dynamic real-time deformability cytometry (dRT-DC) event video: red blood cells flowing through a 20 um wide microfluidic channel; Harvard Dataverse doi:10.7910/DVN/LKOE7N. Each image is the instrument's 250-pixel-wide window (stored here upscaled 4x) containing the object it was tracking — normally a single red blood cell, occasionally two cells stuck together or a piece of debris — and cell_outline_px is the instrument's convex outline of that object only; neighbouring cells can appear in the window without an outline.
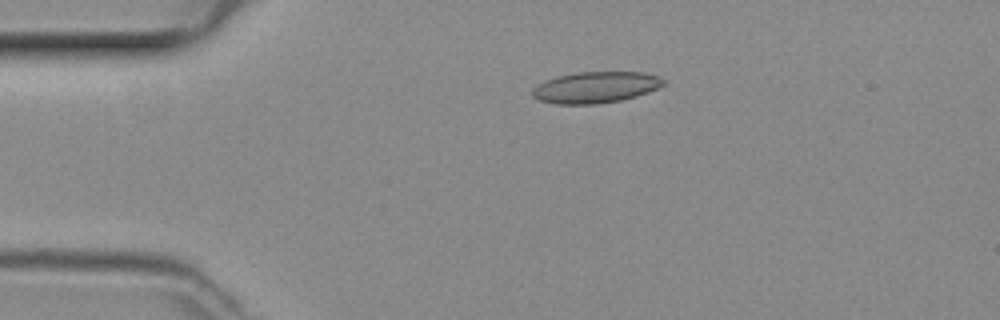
{"species": "common noctule bat (a hibernating species)", "species_latin": "Nyctalus noctula", "temperature_condition": "room temperature", "stored_images_in_passage": 50, "camera_frame_rate_fps": 3000, "um_per_image_px": 0.085, "animal": {"sex": "female", "body_mass_g": 29.2, "forearm_length_mm": 56.3}, "frame": {"image": 1, "passage_image": 11, "time_ms": 3.333, "image_size_px": [1000, 320], "cell_outline_px": [[664, 84], [648, 92], [636, 96], [620, 100], [596, 104], [556, 104], [540, 100], [532, 96], [532, 88], [544, 80], [560, 76], [580, 72], [644, 72], [656, 76], [664, 80]], "centroid_in_image_um": [50.59, 7.42], "position_along_channel_um": 34.4, "area_um2": 23.64}}
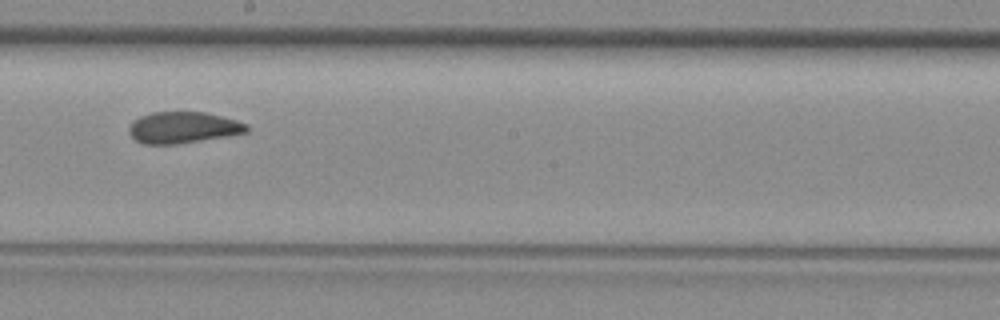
{"frame": {"image": 2, "passage_image": 28, "time_ms": 9.0, "image_size_px": [1000, 320], "cell_outline_px": [[248, 132], [228, 136], [176, 144], [144, 144], [136, 140], [128, 132], [128, 128], [140, 116], [152, 112], [208, 112], [236, 120], [248, 124]], "centroid_in_image_um": [15.59, 10.84], "position_along_channel_um": 232.6, "area_um2": 21.5}}
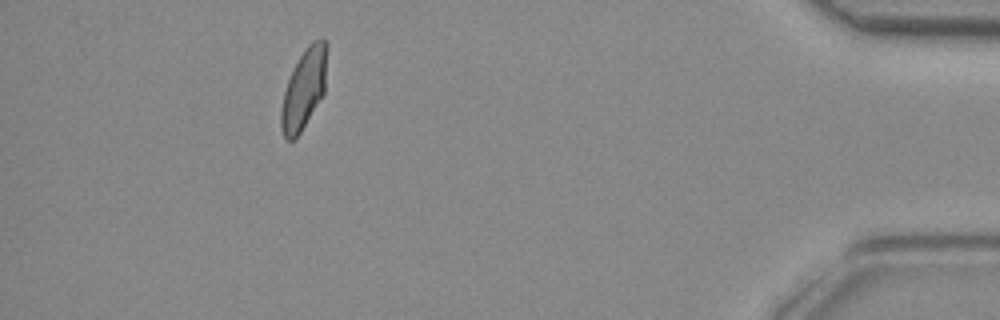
{"frame": {"image": 3, "passage_image": 45, "time_ms": 14.667, "image_size_px": [1000, 320], "cell_outline_px": [[328, 44], [324, 92], [300, 132], [292, 140], [288, 140], [284, 136], [280, 128], [280, 108], [284, 92], [288, 80], [304, 48], [312, 40], [328, 40]], "centroid_in_image_um": [25.83, 7.52], "position_along_channel_um": 409.4, "area_um2": 21.15}}